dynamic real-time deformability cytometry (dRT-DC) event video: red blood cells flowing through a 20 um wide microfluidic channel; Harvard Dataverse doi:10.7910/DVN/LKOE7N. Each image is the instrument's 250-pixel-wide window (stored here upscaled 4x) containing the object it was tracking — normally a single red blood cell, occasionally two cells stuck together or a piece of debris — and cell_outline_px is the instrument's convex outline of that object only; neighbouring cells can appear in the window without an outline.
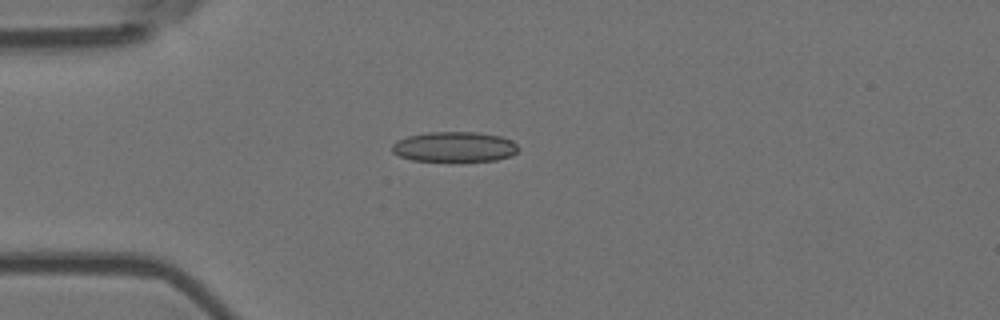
{"species": "Egyptian fruit bat (a non-hibernating species)", "species_latin": "Rousettus aegyptiacus", "temperature_condition": "room temperature", "stored_images_in_passage": 7, "camera_frame_rate_fps": 3000, "um_per_image_px": 0.085, "animal": {"sex": "female"}, "frame": {"image": 1, "passage_image": 4, "time_ms": 1.0, "image_size_px": [1000, 320], "cell_outline_px": [[520, 148], [512, 156], [496, 160], [412, 160], [400, 156], [392, 152], [392, 144], [396, 140], [408, 136], [428, 132], [476, 132], [500, 136], [512, 140]], "centroid_in_image_um": [38.64, 12.46], "position_along_channel_um": 46.4, "area_um2": 22.02}}
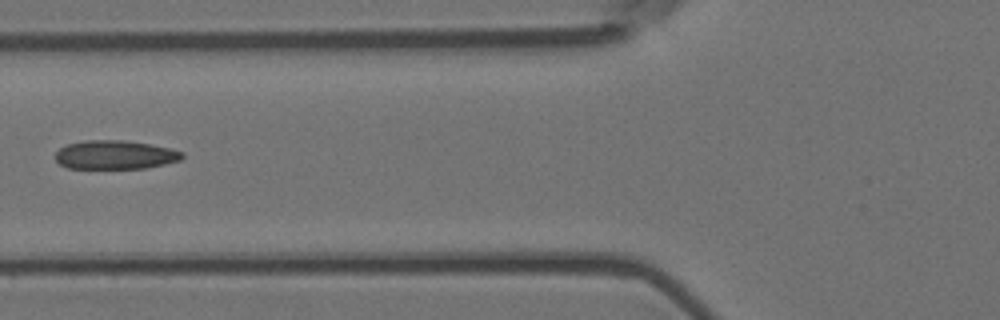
{"frame": {"image": 2, "passage_image": 6, "time_ms": 1.667, "image_size_px": [1000, 320], "cell_outline_px": [[184, 156], [180, 160], [164, 164], [144, 168], [68, 168], [60, 164], [56, 160], [56, 152], [60, 148], [68, 144], [84, 140], [124, 140], [148, 144], [168, 148], [184, 152]], "centroid_in_image_um": [9.77, 13.16], "position_along_channel_um": 116.0, "area_um2": 21.1}}
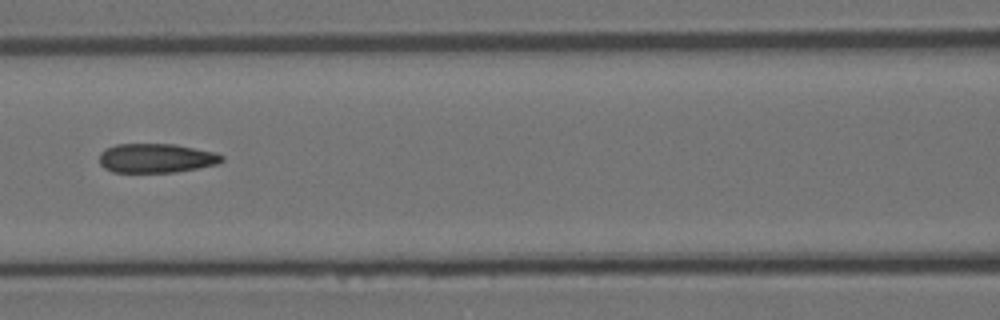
{"frame": {"image": 3, "passage_image": 7, "time_ms": 2.0, "image_size_px": [1000, 320], "cell_outline_px": [[224, 160], [216, 164], [176, 172], [112, 172], [104, 168], [100, 164], [100, 152], [104, 148], [116, 144], [172, 144], [216, 152], [224, 156]], "centroid_in_image_um": [13.25, 13.44], "position_along_channel_um": 153.4, "area_um2": 20.87}}